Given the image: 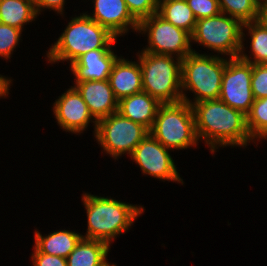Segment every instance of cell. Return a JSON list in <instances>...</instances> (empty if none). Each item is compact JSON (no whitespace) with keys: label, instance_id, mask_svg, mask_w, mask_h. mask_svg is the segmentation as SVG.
<instances>
[{"label":"cell","instance_id":"cell-1","mask_svg":"<svg viewBox=\"0 0 267 266\" xmlns=\"http://www.w3.org/2000/svg\"><path fill=\"white\" fill-rule=\"evenodd\" d=\"M191 106L197 137L199 141L204 140L212 155L219 147L245 148L254 142L246 126V115L220 99L204 100Z\"/></svg>","mask_w":267,"mask_h":266},{"label":"cell","instance_id":"cell-2","mask_svg":"<svg viewBox=\"0 0 267 266\" xmlns=\"http://www.w3.org/2000/svg\"><path fill=\"white\" fill-rule=\"evenodd\" d=\"M82 202L87 214V233L82 238L100 240L109 246L117 236L130 230L133 222L145 210L137 204L87 192L82 195Z\"/></svg>","mask_w":267,"mask_h":266},{"label":"cell","instance_id":"cell-3","mask_svg":"<svg viewBox=\"0 0 267 266\" xmlns=\"http://www.w3.org/2000/svg\"><path fill=\"white\" fill-rule=\"evenodd\" d=\"M71 18L57 41L46 51L48 63L69 61L71 65L81 55L95 49H112L117 42L116 36L85 13Z\"/></svg>","mask_w":267,"mask_h":266},{"label":"cell","instance_id":"cell-4","mask_svg":"<svg viewBox=\"0 0 267 266\" xmlns=\"http://www.w3.org/2000/svg\"><path fill=\"white\" fill-rule=\"evenodd\" d=\"M226 63L227 57L200 54L195 49L182 59V101L192 105L204 100L219 99ZM188 90L194 94L193 101L186 96Z\"/></svg>","mask_w":267,"mask_h":266},{"label":"cell","instance_id":"cell-5","mask_svg":"<svg viewBox=\"0 0 267 266\" xmlns=\"http://www.w3.org/2000/svg\"><path fill=\"white\" fill-rule=\"evenodd\" d=\"M136 56L142 71L143 91L161 104L182 101L180 58L144 51H138Z\"/></svg>","mask_w":267,"mask_h":266},{"label":"cell","instance_id":"cell-6","mask_svg":"<svg viewBox=\"0 0 267 266\" xmlns=\"http://www.w3.org/2000/svg\"><path fill=\"white\" fill-rule=\"evenodd\" d=\"M149 133L173 151L199 145L192 106L184 101L161 104Z\"/></svg>","mask_w":267,"mask_h":266},{"label":"cell","instance_id":"cell-7","mask_svg":"<svg viewBox=\"0 0 267 266\" xmlns=\"http://www.w3.org/2000/svg\"><path fill=\"white\" fill-rule=\"evenodd\" d=\"M243 24L236 18L220 13L214 17L197 20L191 43L208 48L210 51L238 58L242 47Z\"/></svg>","mask_w":267,"mask_h":266},{"label":"cell","instance_id":"cell-8","mask_svg":"<svg viewBox=\"0 0 267 266\" xmlns=\"http://www.w3.org/2000/svg\"><path fill=\"white\" fill-rule=\"evenodd\" d=\"M148 134L146 127L116 112L97 122L94 137L103 148L102 153L118 160L124 154L131 156L135 147Z\"/></svg>","mask_w":267,"mask_h":266},{"label":"cell","instance_id":"cell-9","mask_svg":"<svg viewBox=\"0 0 267 266\" xmlns=\"http://www.w3.org/2000/svg\"><path fill=\"white\" fill-rule=\"evenodd\" d=\"M137 33L148 37V45L141 51L171 55L181 60L193 52L191 34L166 21L158 13L141 20Z\"/></svg>","mask_w":267,"mask_h":266},{"label":"cell","instance_id":"cell-10","mask_svg":"<svg viewBox=\"0 0 267 266\" xmlns=\"http://www.w3.org/2000/svg\"><path fill=\"white\" fill-rule=\"evenodd\" d=\"M252 64L238 58H228L222 75L219 99L247 115L254 102L251 87Z\"/></svg>","mask_w":267,"mask_h":266},{"label":"cell","instance_id":"cell-11","mask_svg":"<svg viewBox=\"0 0 267 266\" xmlns=\"http://www.w3.org/2000/svg\"><path fill=\"white\" fill-rule=\"evenodd\" d=\"M171 150L157 141L150 133L135 147L131 159L140 166L142 174L162 181L184 184L178 173Z\"/></svg>","mask_w":267,"mask_h":266},{"label":"cell","instance_id":"cell-12","mask_svg":"<svg viewBox=\"0 0 267 266\" xmlns=\"http://www.w3.org/2000/svg\"><path fill=\"white\" fill-rule=\"evenodd\" d=\"M52 109L57 125L63 131L81 135L90 126V122H93V135H95L97 121L93 118L87 104L73 86L55 100Z\"/></svg>","mask_w":267,"mask_h":266},{"label":"cell","instance_id":"cell-13","mask_svg":"<svg viewBox=\"0 0 267 266\" xmlns=\"http://www.w3.org/2000/svg\"><path fill=\"white\" fill-rule=\"evenodd\" d=\"M94 9L91 15L94 21L108 29L117 38L129 32H137L139 22L131 15L124 0H93Z\"/></svg>","mask_w":267,"mask_h":266},{"label":"cell","instance_id":"cell-14","mask_svg":"<svg viewBox=\"0 0 267 266\" xmlns=\"http://www.w3.org/2000/svg\"><path fill=\"white\" fill-rule=\"evenodd\" d=\"M74 88L87 104L93 118L98 122L118 112V100L108 80L74 81Z\"/></svg>","mask_w":267,"mask_h":266},{"label":"cell","instance_id":"cell-15","mask_svg":"<svg viewBox=\"0 0 267 266\" xmlns=\"http://www.w3.org/2000/svg\"><path fill=\"white\" fill-rule=\"evenodd\" d=\"M118 58L112 49H95L81 55L70 65L74 81L108 80Z\"/></svg>","mask_w":267,"mask_h":266},{"label":"cell","instance_id":"cell-16","mask_svg":"<svg viewBox=\"0 0 267 266\" xmlns=\"http://www.w3.org/2000/svg\"><path fill=\"white\" fill-rule=\"evenodd\" d=\"M108 81L118 101L143 91L139 60L135 62L119 57L113 65Z\"/></svg>","mask_w":267,"mask_h":266},{"label":"cell","instance_id":"cell-17","mask_svg":"<svg viewBox=\"0 0 267 266\" xmlns=\"http://www.w3.org/2000/svg\"><path fill=\"white\" fill-rule=\"evenodd\" d=\"M161 103L149 93L141 91L118 102V112L125 118L151 130Z\"/></svg>","mask_w":267,"mask_h":266},{"label":"cell","instance_id":"cell-18","mask_svg":"<svg viewBox=\"0 0 267 266\" xmlns=\"http://www.w3.org/2000/svg\"><path fill=\"white\" fill-rule=\"evenodd\" d=\"M34 246L40 253L67 258L81 240L82 234L75 230H56L48 235H43L35 230Z\"/></svg>","mask_w":267,"mask_h":266},{"label":"cell","instance_id":"cell-19","mask_svg":"<svg viewBox=\"0 0 267 266\" xmlns=\"http://www.w3.org/2000/svg\"><path fill=\"white\" fill-rule=\"evenodd\" d=\"M242 29L250 36V55L245 53V31L242 30V47L239 58L251 64H267V28L258 20L243 24ZM244 31V32H243Z\"/></svg>","mask_w":267,"mask_h":266},{"label":"cell","instance_id":"cell-20","mask_svg":"<svg viewBox=\"0 0 267 266\" xmlns=\"http://www.w3.org/2000/svg\"><path fill=\"white\" fill-rule=\"evenodd\" d=\"M110 249L106 242L81 238L66 258L67 266H99L108 258Z\"/></svg>","mask_w":267,"mask_h":266},{"label":"cell","instance_id":"cell-21","mask_svg":"<svg viewBox=\"0 0 267 266\" xmlns=\"http://www.w3.org/2000/svg\"><path fill=\"white\" fill-rule=\"evenodd\" d=\"M38 16L33 0H0V23L23 31Z\"/></svg>","mask_w":267,"mask_h":266},{"label":"cell","instance_id":"cell-22","mask_svg":"<svg viewBox=\"0 0 267 266\" xmlns=\"http://www.w3.org/2000/svg\"><path fill=\"white\" fill-rule=\"evenodd\" d=\"M157 13L174 26L193 33L197 19L185 0H159Z\"/></svg>","mask_w":267,"mask_h":266},{"label":"cell","instance_id":"cell-23","mask_svg":"<svg viewBox=\"0 0 267 266\" xmlns=\"http://www.w3.org/2000/svg\"><path fill=\"white\" fill-rule=\"evenodd\" d=\"M246 126L254 141L267 140V97L254 99L246 115Z\"/></svg>","mask_w":267,"mask_h":266},{"label":"cell","instance_id":"cell-24","mask_svg":"<svg viewBox=\"0 0 267 266\" xmlns=\"http://www.w3.org/2000/svg\"><path fill=\"white\" fill-rule=\"evenodd\" d=\"M221 13L238 19L242 24L256 21L260 5L255 0H218Z\"/></svg>","mask_w":267,"mask_h":266},{"label":"cell","instance_id":"cell-25","mask_svg":"<svg viewBox=\"0 0 267 266\" xmlns=\"http://www.w3.org/2000/svg\"><path fill=\"white\" fill-rule=\"evenodd\" d=\"M22 30L0 23V57L5 60L12 57L13 51L19 45L21 39Z\"/></svg>","mask_w":267,"mask_h":266},{"label":"cell","instance_id":"cell-26","mask_svg":"<svg viewBox=\"0 0 267 266\" xmlns=\"http://www.w3.org/2000/svg\"><path fill=\"white\" fill-rule=\"evenodd\" d=\"M131 15L140 22L158 11L159 0H124Z\"/></svg>","mask_w":267,"mask_h":266},{"label":"cell","instance_id":"cell-27","mask_svg":"<svg viewBox=\"0 0 267 266\" xmlns=\"http://www.w3.org/2000/svg\"><path fill=\"white\" fill-rule=\"evenodd\" d=\"M251 87L254 99L267 97V64H252Z\"/></svg>","mask_w":267,"mask_h":266},{"label":"cell","instance_id":"cell-28","mask_svg":"<svg viewBox=\"0 0 267 266\" xmlns=\"http://www.w3.org/2000/svg\"><path fill=\"white\" fill-rule=\"evenodd\" d=\"M197 20L221 13L218 0H185Z\"/></svg>","mask_w":267,"mask_h":266},{"label":"cell","instance_id":"cell-29","mask_svg":"<svg viewBox=\"0 0 267 266\" xmlns=\"http://www.w3.org/2000/svg\"><path fill=\"white\" fill-rule=\"evenodd\" d=\"M31 255L33 266H67L66 258L40 253L34 246Z\"/></svg>","mask_w":267,"mask_h":266},{"label":"cell","instance_id":"cell-30","mask_svg":"<svg viewBox=\"0 0 267 266\" xmlns=\"http://www.w3.org/2000/svg\"><path fill=\"white\" fill-rule=\"evenodd\" d=\"M65 2V0H33L34 7L38 15L41 14L43 9H50V11L53 10L62 16L64 15Z\"/></svg>","mask_w":267,"mask_h":266},{"label":"cell","instance_id":"cell-31","mask_svg":"<svg viewBox=\"0 0 267 266\" xmlns=\"http://www.w3.org/2000/svg\"><path fill=\"white\" fill-rule=\"evenodd\" d=\"M12 84V80L6 76L0 74V98H7L9 93V88Z\"/></svg>","mask_w":267,"mask_h":266},{"label":"cell","instance_id":"cell-32","mask_svg":"<svg viewBox=\"0 0 267 266\" xmlns=\"http://www.w3.org/2000/svg\"><path fill=\"white\" fill-rule=\"evenodd\" d=\"M258 21L267 28V1L260 6Z\"/></svg>","mask_w":267,"mask_h":266},{"label":"cell","instance_id":"cell-33","mask_svg":"<svg viewBox=\"0 0 267 266\" xmlns=\"http://www.w3.org/2000/svg\"><path fill=\"white\" fill-rule=\"evenodd\" d=\"M107 260L103 261L99 266H117L116 264H110Z\"/></svg>","mask_w":267,"mask_h":266},{"label":"cell","instance_id":"cell-34","mask_svg":"<svg viewBox=\"0 0 267 266\" xmlns=\"http://www.w3.org/2000/svg\"><path fill=\"white\" fill-rule=\"evenodd\" d=\"M260 6H262L267 0H255Z\"/></svg>","mask_w":267,"mask_h":266}]
</instances>
